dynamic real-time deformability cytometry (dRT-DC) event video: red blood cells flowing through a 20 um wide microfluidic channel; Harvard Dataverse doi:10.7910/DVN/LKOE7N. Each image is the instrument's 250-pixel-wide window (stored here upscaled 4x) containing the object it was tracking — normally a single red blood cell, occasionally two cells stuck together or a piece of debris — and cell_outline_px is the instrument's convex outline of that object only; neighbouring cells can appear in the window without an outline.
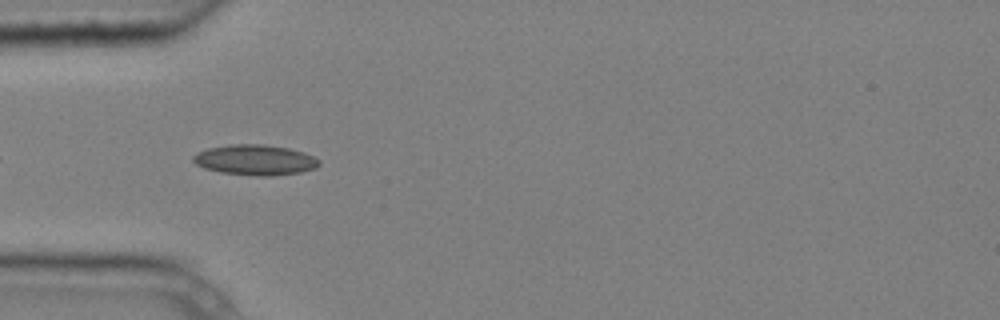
{"species": "common noctule bat (a hibernating species)", "species_latin": "Nyctalus noctula", "temperature_condition": "cold", "stored_images_in_passage": 6, "camera_frame_rate_fps": 3000, "um_per_image_px": 0.085, "animal": {"sex": "male", "body_mass_g": 20.4}, "frame": {"image": 1, "passage_image": 4, "time_ms": 1.0, "image_size_px": [1000, 320], "cell_outline_px": [[320, 164], [316, 168], [300, 172], [272, 176], [256, 176], [220, 172], [204, 168], [196, 164], [192, 160], [192, 156], [196, 152], [208, 148], [228, 144], [264, 144], [288, 148], [304, 152], [320, 160]], "centroid_in_image_um": [21.67, 13.59], "position_along_channel_um": 63.3, "area_um2": 22.48}}
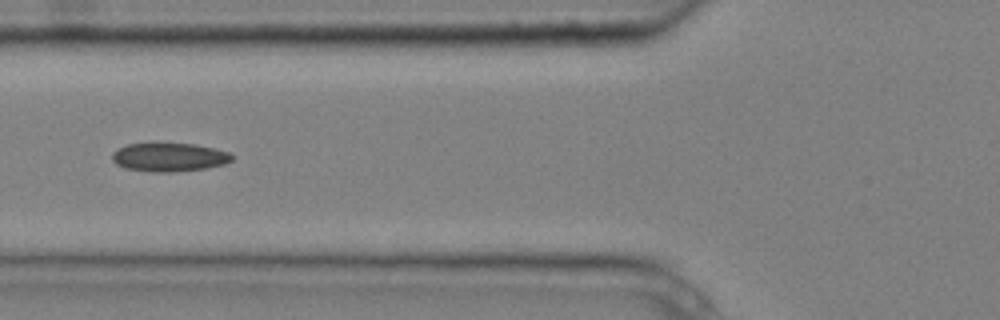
{"frame": {"image": 2, "passage_image": 5, "time_ms": 1.333, "image_size_px": [1000, 320], "cell_outline_px": [[232, 160], [224, 164], [204, 168], [172, 172], [152, 172], [124, 168], [116, 164], [112, 160], [112, 152], [116, 148], [128, 144], [156, 140], [196, 144], [228, 152], [232, 156]], "centroid_in_image_um": [14.29, 13.31], "position_along_channel_um": 111.5, "area_um2": 20.75}}
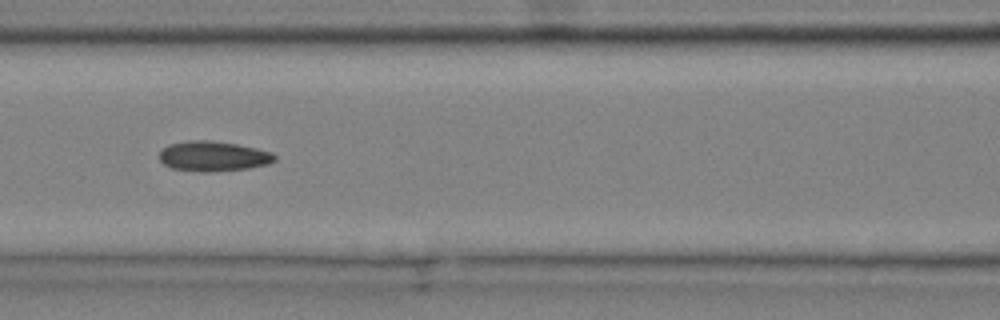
{"frame": {"image": 3, "passage_image": 6, "time_ms": 1.667, "image_size_px": [1000, 320], "cell_outline_px": [[276, 160], [268, 164], [248, 168], [212, 172], [200, 172], [172, 168], [164, 164], [160, 160], [160, 152], [168, 144], [188, 140], [208, 140], [236, 144], [256, 148], [272, 152], [276, 156]], "centroid_in_image_um": [18.13, 13.28], "position_along_channel_um": 148.5, "area_um2": 20.23}}